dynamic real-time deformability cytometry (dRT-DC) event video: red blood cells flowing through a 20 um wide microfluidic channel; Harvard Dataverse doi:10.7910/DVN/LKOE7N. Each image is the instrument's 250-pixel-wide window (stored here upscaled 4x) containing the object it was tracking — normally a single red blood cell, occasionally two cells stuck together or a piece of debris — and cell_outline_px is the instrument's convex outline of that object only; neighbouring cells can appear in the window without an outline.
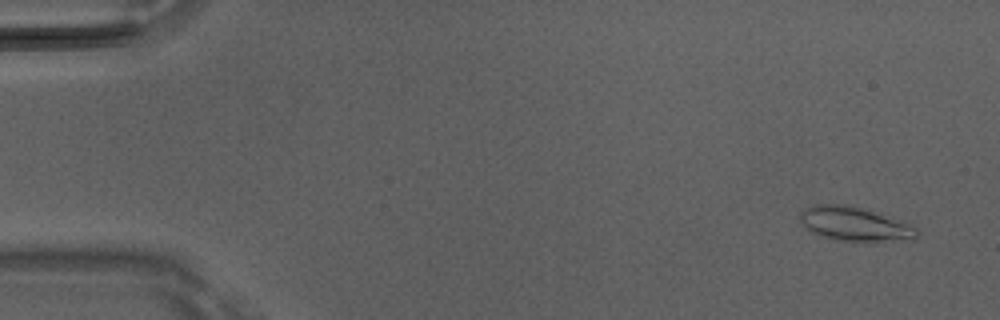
{"species": "Egyptian fruit bat (a non-hibernating species)", "species_latin": "Rousettus aegyptiacus", "temperature_condition": "room temperature", "stored_images_in_passage": 48, "camera_frame_rate_fps": 3000, "um_per_image_px": 0.085, "animal": {"sex": "male"}, "frame": {"image": 1, "passage_image": 1, "time_ms": 0.0, "image_size_px": [1000, 320], "cell_outline_px": [[920, 232], [916, 240], [876, 244], [868, 244], [832, 240], [812, 232], [800, 220], [800, 212], [804, 208], [816, 204], [848, 204], [868, 208], [880, 212], [916, 228]], "centroid_in_image_um": [72.75, 19.09], "position_along_channel_um": 12.3, "area_um2": 24.57}}
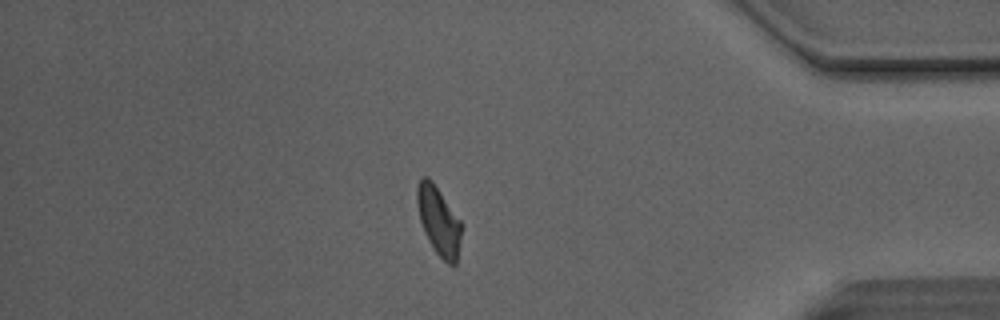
{"frame": {"image": 2, "passage_image": 41, "time_ms": 13.333, "image_size_px": [1000, 320], "cell_outline_px": [[464, 224], [456, 264], [448, 264], [436, 252], [428, 240], [420, 220], [416, 204], [416, 188], [420, 176], [428, 176], [432, 180]], "centroid_in_image_um": [37.3, 18.73], "position_along_channel_um": 397.9, "area_um2": 18.09}}
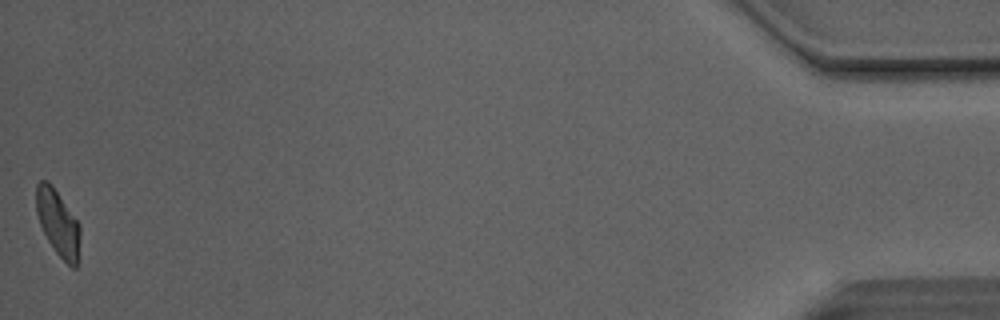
{"frame": {"image": 3, "passage_image": 48, "time_ms": 15.667, "image_size_px": [1000, 320], "cell_outline_px": [[80, 232], [76, 268], [72, 268], [56, 252], [48, 240], [40, 224], [36, 212], [36, 184], [40, 180], [48, 180], [52, 184], [80, 224]], "centroid_in_image_um": [4.91, 18.9], "position_along_channel_um": 430.3, "area_um2": 16.76}, "authors_computed_cell_mechanics": {"area_um2": 18.0336, "velocity_mm_per_s": 4.1272, "shape_relaxation_time_tau1_ms": 7.2822, "shape_relaxation_time_tau2_ms": 2.6846, "deformation_change_tau1": 0.1894, "deformation_change_tau2": 0.103}}